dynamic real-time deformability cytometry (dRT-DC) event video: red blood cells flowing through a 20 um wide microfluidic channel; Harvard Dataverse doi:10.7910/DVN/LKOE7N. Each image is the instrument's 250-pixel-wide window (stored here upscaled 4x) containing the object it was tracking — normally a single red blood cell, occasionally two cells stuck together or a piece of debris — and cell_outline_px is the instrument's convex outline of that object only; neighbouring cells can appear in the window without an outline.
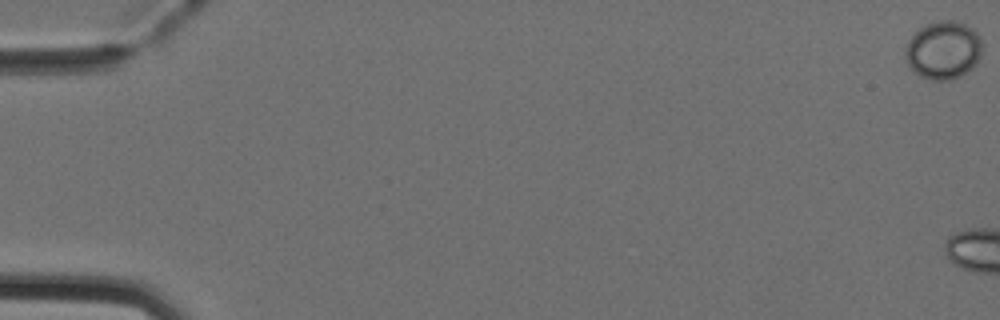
{"species": "Egyptian fruit bat (a non-hibernating species)", "species_latin": "Rousettus aegyptiacus", "temperature_condition": "cold", "stored_images_in_passage": 9, "camera_frame_rate_fps": 3000, "um_per_image_px": 0.085, "animal": {"sex": "female"}, "frame": {"image": 1, "passage_image": 1, "time_ms": 0.0, "image_size_px": [1000, 320], "cell_outline_px": [[984, 44], [980, 56], [976, 64], [972, 68], [960, 76], [952, 80], [932, 80], [920, 76], [908, 64], [904, 52], [908, 40], [924, 24], [940, 20], [952, 20], [964, 24], [972, 28], [976, 32]], "centroid_in_image_um": [80.2, 4.26], "position_along_channel_um": 4.8, "area_um2": 26.13}}